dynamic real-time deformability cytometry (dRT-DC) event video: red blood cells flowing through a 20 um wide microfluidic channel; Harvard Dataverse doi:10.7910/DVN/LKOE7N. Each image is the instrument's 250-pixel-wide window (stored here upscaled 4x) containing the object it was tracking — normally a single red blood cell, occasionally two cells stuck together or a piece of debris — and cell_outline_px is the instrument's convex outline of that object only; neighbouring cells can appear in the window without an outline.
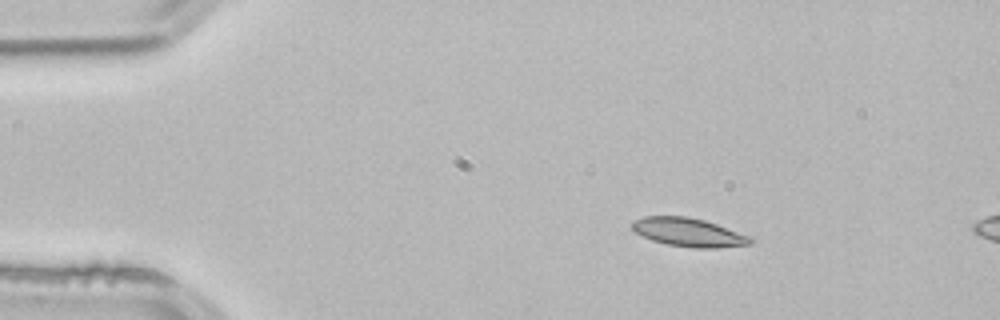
{"species": "common noctule bat (a hibernating species)", "species_latin": "Nyctalus noctula", "temperature_condition": "room temperature", "stored_images_in_passage": 2, "camera_frame_rate_fps": 3000, "um_per_image_px": 0.085, "animal": {"sex": "male", "body_mass_g": 21.5, "forearm_length_mm": 52.0}, "frame": {"image": 1, "passage_image": 1, "time_ms": 0.0, "image_size_px": [1000, 320], "cell_outline_px": [[756, 240], [752, 244], [716, 248], [692, 248], [668, 244], [652, 240], [636, 232], [628, 224], [632, 220], [644, 216], [688, 216], [704, 220], [752, 236]], "centroid_in_image_um": [58.55, 19.74], "position_along_channel_um": 26.4, "area_um2": 19.94}}